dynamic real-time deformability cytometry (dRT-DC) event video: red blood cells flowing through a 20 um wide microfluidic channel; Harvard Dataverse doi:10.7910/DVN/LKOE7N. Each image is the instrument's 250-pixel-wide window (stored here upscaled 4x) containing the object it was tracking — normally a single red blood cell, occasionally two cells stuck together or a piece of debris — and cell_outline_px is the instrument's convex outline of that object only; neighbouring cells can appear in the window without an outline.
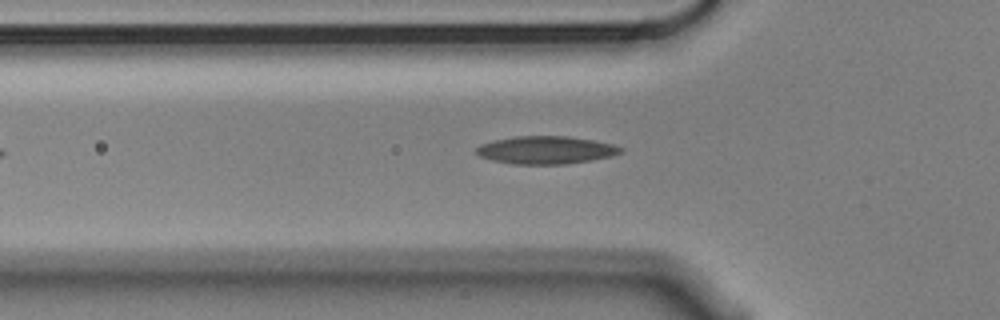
{"species": "Egyptian fruit bat (a non-hibernating species)", "species_latin": "Rousettus aegyptiacus", "temperature_condition": "cold", "stored_images_in_passage": 44, "camera_frame_rate_fps": 3000, "um_per_image_px": 0.085, "animal": {"sex": "male"}, "frame": {"image": 1, "passage_image": 11, "time_ms": 3.333, "image_size_px": [1000, 320], "cell_outline_px": [[624, 152], [612, 156], [592, 160], [564, 164], [512, 164], [492, 160], [480, 156], [476, 152], [476, 148], [480, 144], [496, 140], [516, 136], [568, 136], [592, 140], [612, 144], [624, 148]], "centroid_in_image_um": [46.43, 12.75], "position_along_channel_um": 79.4, "area_um2": 23.35}}
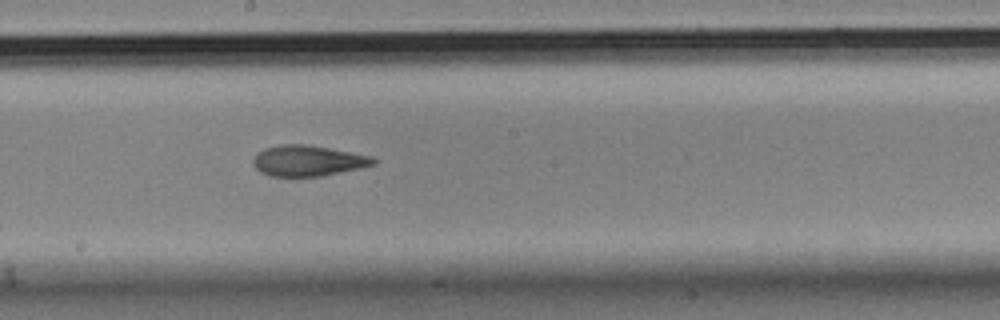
{"frame": {"image": 2, "passage_image": 23, "time_ms": 7.333, "image_size_px": [1000, 320], "cell_outline_px": [[376, 164], [360, 168], [320, 176], [268, 176], [260, 172], [252, 164], [252, 160], [256, 152], [264, 148], [280, 144], [304, 144], [328, 148], [372, 156], [376, 160]], "centroid_in_image_um": [26.12, 13.66], "position_along_channel_um": 222.1, "area_um2": 21.56}}
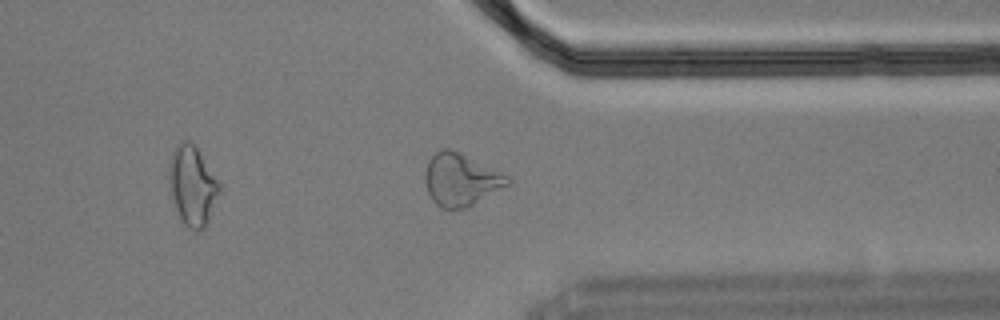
{"frame": {"image": 3, "passage_image": 36, "time_ms": 11.667, "image_size_px": [1000, 320], "cell_outline_px": [[512, 184], [468, 208], [440, 208], [432, 200], [428, 192], [424, 180], [424, 176], [428, 160], [440, 148], [448, 148], [512, 176]], "centroid_in_image_um": [39.22, 15.29], "position_along_channel_um": 372.2, "area_um2": 25.55}}